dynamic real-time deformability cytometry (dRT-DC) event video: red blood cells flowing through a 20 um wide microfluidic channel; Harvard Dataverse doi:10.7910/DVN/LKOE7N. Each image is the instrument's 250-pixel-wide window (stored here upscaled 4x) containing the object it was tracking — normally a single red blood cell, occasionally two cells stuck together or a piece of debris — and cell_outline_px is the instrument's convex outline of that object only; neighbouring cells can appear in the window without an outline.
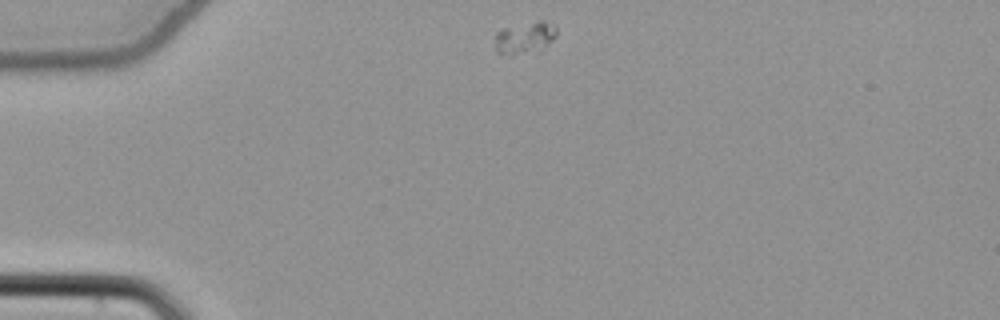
{"species": "common noctule bat (a hibernating species)", "species_latin": "Nyctalus noctula", "temperature_condition": "cold", "stored_images_in_passage": 43, "camera_frame_rate_fps": 3000, "um_per_image_px": 0.085, "animal": {"sex": "female", "body_mass_g": 22.7, "forearm_length_mm": 54.2}, "frame": {"image": 1, "passage_image": 1, "time_ms": 0.0, "image_size_px": [1000, 320], "cell_outline_px": [[556, 36], [540, 52], [512, 56], [500, 56], [496, 52], [496, 32], [504, 28], [540, 20], [544, 20], [556, 24]], "centroid_in_image_um": [44.62, 3.25], "position_along_channel_um": 40.4, "area_um2": 11.96}}
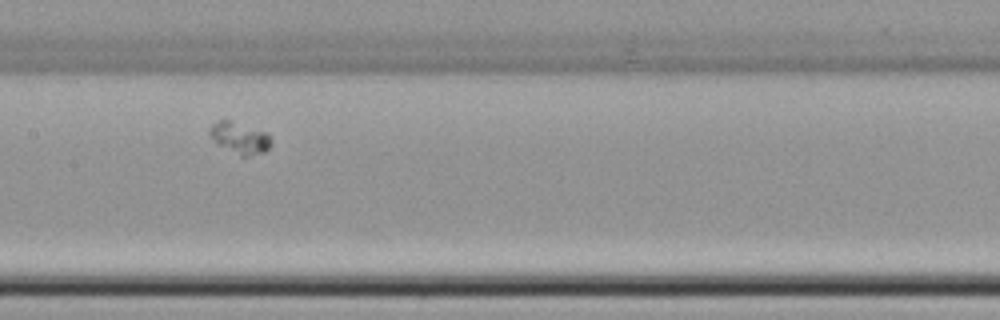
{"frame": {"image": 2, "passage_image": 16, "time_ms": 5.0, "image_size_px": [1000, 320], "cell_outline_px": [[272, 144], [264, 152], [248, 156], [240, 156], [216, 144], [208, 136], [208, 128], [212, 124], [220, 120], [228, 120], [268, 132], [272, 140]], "centroid_in_image_um": [20.36, 11.73], "position_along_channel_um": 187.0, "area_um2": 11.5}}
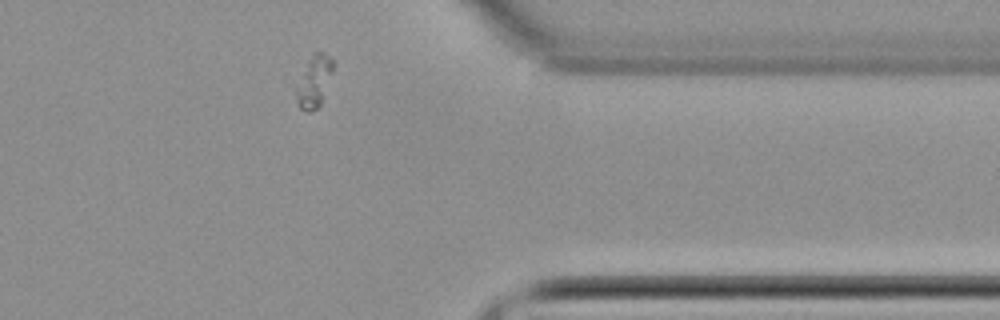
{"frame": {"image": 3, "passage_image": 33, "time_ms": 10.667, "image_size_px": [1000, 320], "cell_outline_px": [[336, 64], [320, 104], [312, 112], [304, 112], [296, 104], [296, 88], [308, 60], [316, 52], [324, 52]], "centroid_in_image_um": [26.71, 6.94], "position_along_channel_um": 384.7, "area_um2": 10.98}}